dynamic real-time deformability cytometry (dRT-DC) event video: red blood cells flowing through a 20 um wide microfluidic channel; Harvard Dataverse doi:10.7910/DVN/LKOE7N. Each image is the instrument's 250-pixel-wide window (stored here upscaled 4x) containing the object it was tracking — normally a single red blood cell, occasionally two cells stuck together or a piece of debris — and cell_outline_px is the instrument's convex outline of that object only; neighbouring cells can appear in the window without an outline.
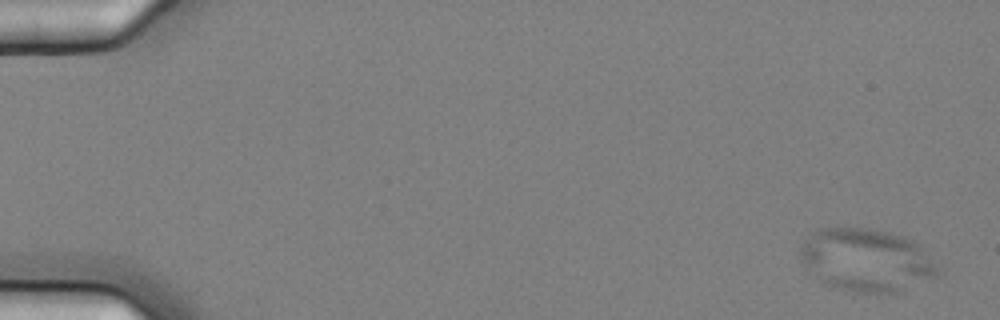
{"species": "common noctule bat (a hibernating species)", "species_latin": "Nyctalus noctula", "temperature_condition": "cold", "stored_images_in_passage": 5, "camera_frame_rate_fps": 3000, "um_per_image_px": 0.085, "animal": {"sex": "female", "body_mass_g": 25.1}, "frame": {"image": 1, "passage_image": 1, "time_ms": 0.0, "image_size_px": [1000, 320], "cell_outline_px": [[940, 272], [936, 276], [896, 292], [860, 292], [836, 288], [820, 284], [800, 260], [800, 248], [804, 240], [812, 232], [820, 228], [864, 228], [888, 232], [904, 236], [920, 244], [940, 268]], "centroid_in_image_um": [73.61, 22.1], "position_along_channel_um": 11.4, "area_um2": 50.46}}